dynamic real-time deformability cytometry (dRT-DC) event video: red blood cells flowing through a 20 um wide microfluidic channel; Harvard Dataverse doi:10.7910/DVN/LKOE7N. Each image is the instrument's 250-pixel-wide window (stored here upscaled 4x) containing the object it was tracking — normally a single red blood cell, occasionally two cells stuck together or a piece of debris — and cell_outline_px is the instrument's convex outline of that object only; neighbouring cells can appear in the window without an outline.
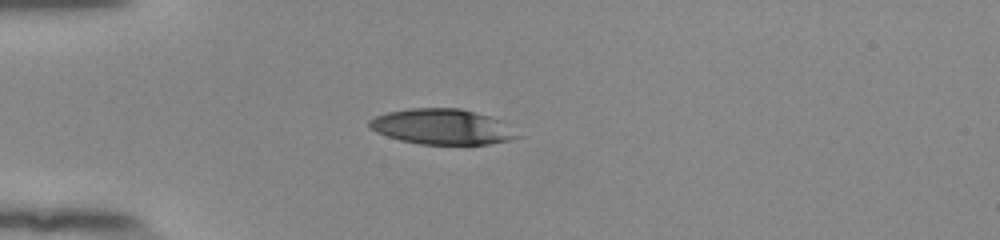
{"species": "human", "species_latin": "Homo sapiens", "temperature_condition": "room temperature", "stored_images_in_passage": 39, "camera_frame_rate_fps": 3000, "um_per_image_px": 0.085, "donor": {"sex": "female"}, "frame": {"image": 1, "passage_image": 1, "time_ms": 0.0, "image_size_px": [1000, 240], "cell_outline_px": [[524, 136], [512, 140], [488, 144], [420, 144], [400, 140], [376, 132], [368, 128], [368, 120], [376, 116], [388, 112], [412, 108], [460, 108], [488, 116], [500, 120]], "centroid_in_image_um": [37.6, 10.78], "position_along_channel_um": 47.4, "area_um2": 30.63}}
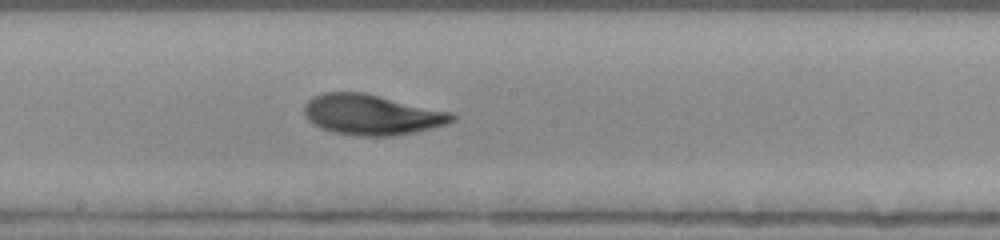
{"frame": {"image": 2, "passage_image": 16, "time_ms": 5.0, "image_size_px": [1000, 240], "cell_outline_px": [[456, 120], [448, 124], [416, 132], [392, 136], [360, 136], [332, 132], [320, 128], [312, 124], [308, 120], [304, 112], [304, 104], [312, 96], [324, 92], [364, 92], [452, 112], [456, 116]], "centroid_in_image_um": [31.6, 9.75], "position_along_channel_um": 216.6, "area_um2": 35.2}}
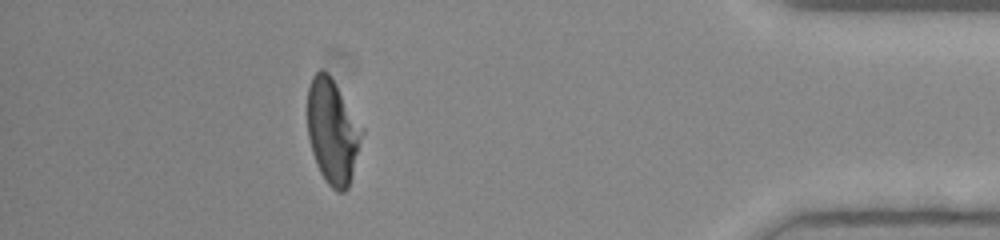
{"frame": {"image": 3, "passage_image": 34, "time_ms": 11.0, "image_size_px": [1000, 240], "cell_outline_px": [[364, 132], [352, 176], [348, 188], [344, 192], [336, 192], [328, 184], [320, 172], [316, 164], [312, 152], [308, 136], [308, 88], [312, 76], [320, 68], [328, 72], [364, 128]], "centroid_in_image_um": [28.28, 11.17], "position_along_channel_um": 406.9, "area_um2": 33.35}, "authors_computed_cell_mechanics": {"area_um2": 33.6974, "velocity_mm_per_s": 3.8658, "shape_relaxation_time_tau1_ms": 6.3332, "shape_relaxation_time_tau2_ms": 1.8319, "deformation_change_tau1": 0.2349, "deformation_change_tau2": 0.0918}}